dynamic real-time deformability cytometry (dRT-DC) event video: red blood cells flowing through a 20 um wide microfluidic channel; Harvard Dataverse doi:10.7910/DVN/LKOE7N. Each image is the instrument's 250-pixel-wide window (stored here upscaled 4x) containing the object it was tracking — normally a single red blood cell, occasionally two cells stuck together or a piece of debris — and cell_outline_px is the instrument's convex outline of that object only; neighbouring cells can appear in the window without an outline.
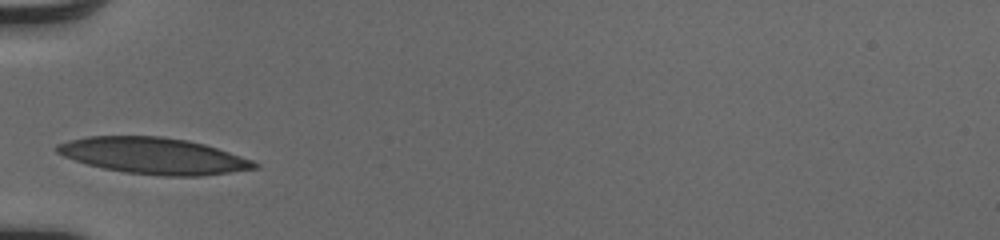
{"species": "human", "species_latin": "Homo sapiens", "temperature_condition": "cold", "stored_images_in_passage": 26, "camera_frame_rate_fps": 3000, "um_per_image_px": 0.085, "donor": {"sex": "male"}, "frame": {"image": 1, "passage_image": 1, "time_ms": 0.0, "image_size_px": [1000, 240], "cell_outline_px": [[260, 168], [200, 176], [160, 176], [124, 172], [104, 168], [88, 164], [64, 156], [56, 152], [56, 144], [68, 140], [88, 136], [160, 136], [188, 140], [204, 144], [252, 160], [260, 164]], "centroid_in_image_um": [13.06, 13.24], "position_along_channel_um": 71.9, "area_um2": 41.67}}
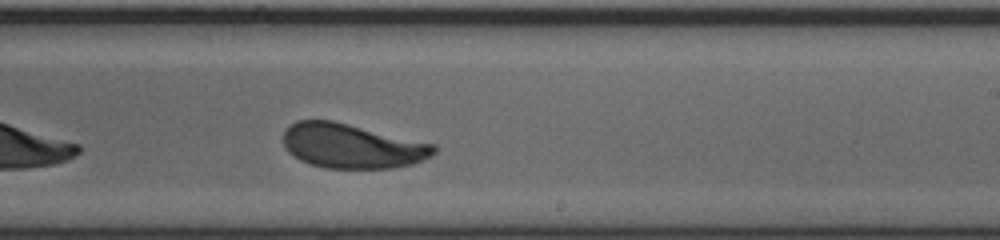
{"frame": {"image": 2, "passage_image": 15, "time_ms": 4.667, "image_size_px": [1000, 240], "cell_outline_px": [[436, 152], [432, 156], [424, 160], [412, 164], [396, 168], [324, 168], [300, 160], [288, 152], [284, 148], [284, 132], [296, 120], [332, 120], [436, 144]], "centroid_in_image_um": [29.94, 12.41], "position_along_channel_um": 259.1, "area_um2": 39.19}}
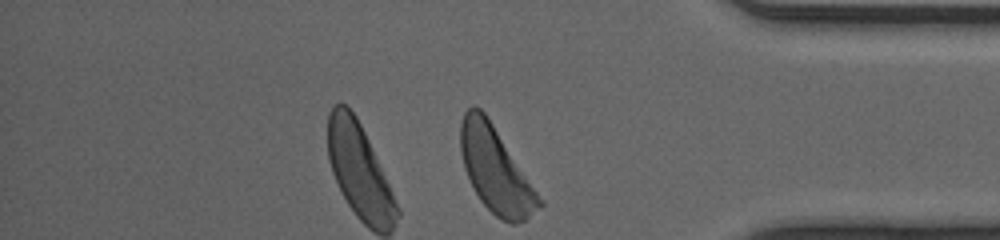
{"frame": {"image": 3, "passage_image": 26, "time_ms": 8.333, "image_size_px": [1000, 240], "cell_outline_px": [[544, 204], [524, 220], [516, 224], [512, 224], [500, 220], [480, 200], [464, 168], [460, 152], [460, 124], [464, 112], [472, 104], [480, 108], [484, 112], [492, 124]], "centroid_in_image_um": [42.08, 14.44], "position_along_channel_um": 393.1, "area_um2": 38.03}, "authors_computed_cell_mechanics": {"area_um2": 39.6219, "velocity_mm_per_s": 4.0515, "shape_relaxation_time_tau1_ms": 2.3078, "shape_relaxation_time_tau2_ms": 0.6815, "deformation_change_tau1": 0.1297, "deformation_change_tau2": 0.0679}}